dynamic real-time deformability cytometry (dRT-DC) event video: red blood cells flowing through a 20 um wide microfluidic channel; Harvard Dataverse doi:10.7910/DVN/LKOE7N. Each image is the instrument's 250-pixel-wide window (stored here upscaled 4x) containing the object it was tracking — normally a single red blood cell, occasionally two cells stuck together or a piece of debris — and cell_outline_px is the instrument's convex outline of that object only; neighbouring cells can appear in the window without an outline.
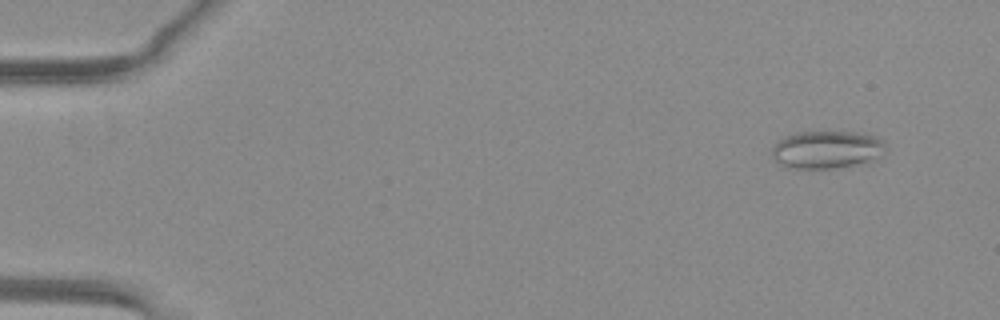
{"species": "common noctule bat (a hibernating species)", "species_latin": "Nyctalus noctula", "temperature_condition": "warm", "stored_images_in_passage": 45, "camera_frame_rate_fps": 3000, "um_per_image_px": 0.085, "animal": {"sex": "female", "body_mass_g": 29.2, "forearm_length_mm": 56.3}, "frame": {"image": 1, "passage_image": 5, "time_ms": 1.333, "image_size_px": [1000, 320], "cell_outline_px": [[884, 148], [876, 160], [832, 168], [784, 168], [772, 156], [772, 148], [784, 136], [796, 132], [852, 132], [876, 136], [884, 144]], "centroid_in_image_um": [70.23, 12.72], "position_along_channel_um": 14.8, "area_um2": 24.68}}
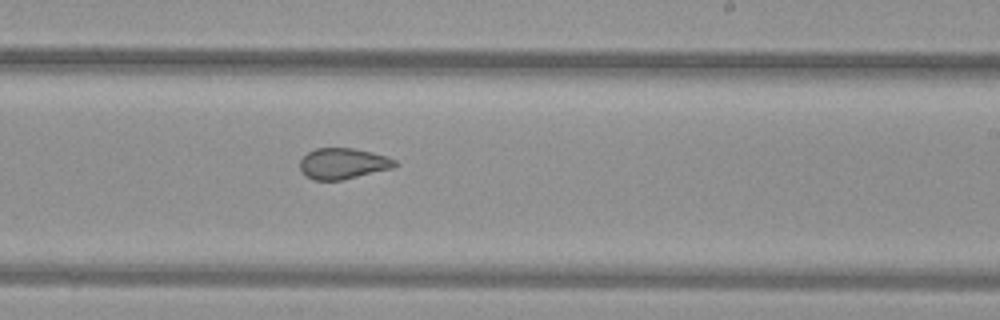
{"frame": {"image": 2, "passage_image": 33, "time_ms": 10.667, "image_size_px": [1000, 320], "cell_outline_px": [[400, 164], [392, 168], [340, 180], [312, 180], [304, 176], [300, 172], [300, 160], [308, 152], [316, 148], [352, 148], [372, 152], [396, 160]], "centroid_in_image_um": [29.12, 13.9], "position_along_channel_um": 259.9, "area_um2": 17.11}}
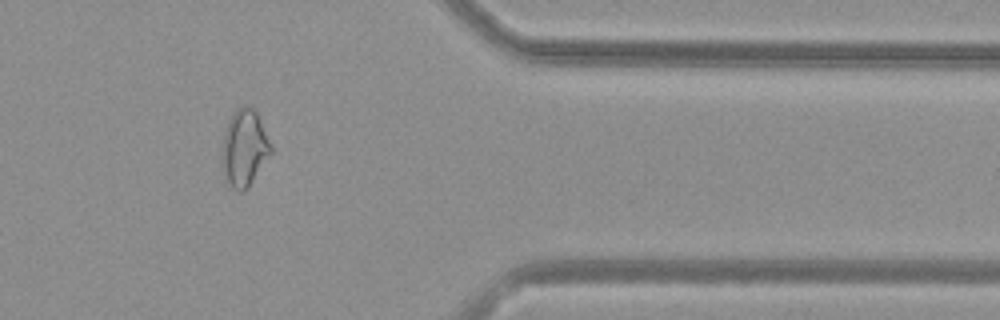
{"frame": {"image": 3, "passage_image": 44, "time_ms": 14.333, "image_size_px": [1000, 320], "cell_outline_px": [[272, 152], [248, 188], [244, 192], [236, 192], [232, 188], [224, 176], [220, 160], [224, 132], [228, 120], [232, 112], [236, 108], [244, 104], [248, 104], [256, 112], [272, 148]], "centroid_in_image_um": [20.73, 12.59], "position_along_channel_um": 390.7, "area_um2": 22.14}, "authors_computed_cell_mechanics": {"area_um2": 19.074, "velocity_mm_per_s": 4.0396, "shape_relaxation_time_tau1_ms": null, "shape_relaxation_time_tau2_ms": 1.28, "deformation_change_tau1": null, "deformation_change_tau2": 0.0649}}